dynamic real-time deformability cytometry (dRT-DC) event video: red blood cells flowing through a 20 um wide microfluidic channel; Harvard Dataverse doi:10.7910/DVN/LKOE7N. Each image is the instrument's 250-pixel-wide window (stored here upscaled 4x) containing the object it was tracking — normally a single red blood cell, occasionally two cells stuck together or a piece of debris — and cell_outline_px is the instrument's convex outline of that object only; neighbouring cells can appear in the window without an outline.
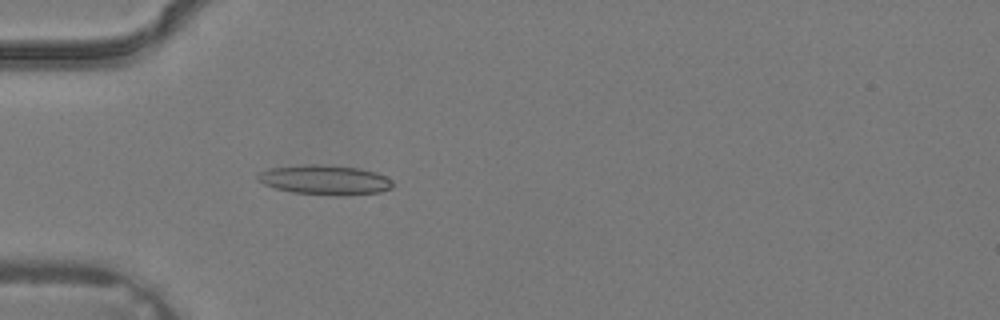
{"species": "common noctule bat (a hibernating species)", "species_latin": "Nyctalus noctula", "temperature_condition": "warm", "stored_images_in_passage": 3, "camera_frame_rate_fps": 3000, "um_per_image_px": 0.085, "animal": {"sex": "male", "body_mass_g": 19.2, "forearm_length_mm": 51.8}, "frame": {"image": 1, "passage_image": 3, "time_ms": 0.667, "image_size_px": [1000, 320], "cell_outline_px": [[396, 184], [392, 188], [380, 192], [336, 196], [292, 192], [276, 188], [264, 184], [256, 180], [256, 176], [260, 172], [268, 168], [304, 164], [316, 164], [360, 168], [376, 172], [392, 180]], "centroid_in_image_um": [27.62, 15.29], "position_along_channel_um": 57.4, "area_um2": 23.52}}